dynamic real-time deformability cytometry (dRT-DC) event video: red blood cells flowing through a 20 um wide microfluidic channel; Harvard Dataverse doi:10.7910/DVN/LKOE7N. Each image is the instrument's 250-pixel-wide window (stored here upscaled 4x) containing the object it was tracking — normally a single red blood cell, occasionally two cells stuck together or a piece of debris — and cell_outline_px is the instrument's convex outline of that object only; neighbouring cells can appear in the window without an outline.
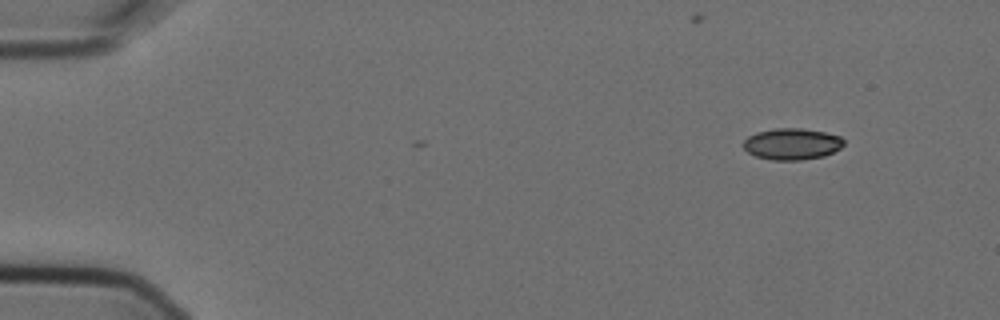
{"species": "Egyptian fruit bat (a non-hibernating species)", "species_latin": "Rousettus aegyptiacus", "temperature_condition": "cold", "stored_images_in_passage": 2, "camera_frame_rate_fps": 3000, "um_per_image_px": 0.085, "animal": {"sex": "female"}, "frame": {"image": 1, "passage_image": 1, "time_ms": 0.0, "image_size_px": [1000, 320], "cell_outline_px": [[844, 144], [840, 148], [824, 156], [800, 160], [772, 160], [756, 156], [748, 152], [744, 148], [744, 140], [748, 136], [756, 132], [776, 128], [800, 128], [824, 132], [840, 136], [844, 140]], "centroid_in_image_um": [67.31, 12.23], "position_along_channel_um": 17.7, "area_um2": 18.32}}